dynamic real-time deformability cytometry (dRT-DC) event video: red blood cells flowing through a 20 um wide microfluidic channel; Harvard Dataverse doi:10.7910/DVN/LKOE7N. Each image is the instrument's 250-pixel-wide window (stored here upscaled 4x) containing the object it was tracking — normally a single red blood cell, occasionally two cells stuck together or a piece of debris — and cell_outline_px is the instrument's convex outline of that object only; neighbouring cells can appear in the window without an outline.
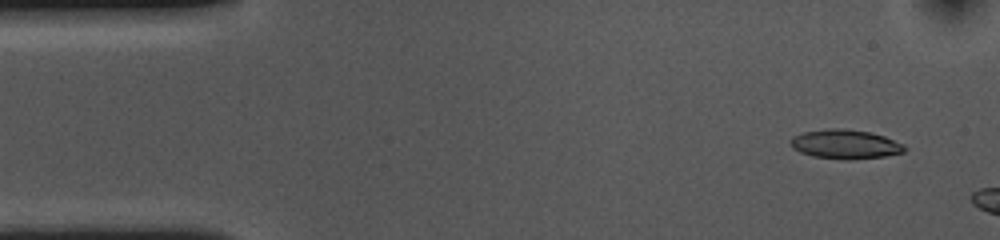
{"species": "common noctule bat (a hibernating species)", "species_latin": "Nyctalus noctula", "temperature_condition": "cold", "stored_images_in_passage": 8, "camera_frame_rate_fps": 3000, "um_per_image_px": 0.085, "animal": {"sex": "female", "body_mass_g": 10.0, "forearm_length_mm": 53.1}, "frame": {"image": 1, "passage_image": 3, "time_ms": 0.667, "image_size_px": [1000, 240], "cell_outline_px": [[908, 148], [904, 152], [884, 156], [852, 160], [848, 160], [812, 156], [800, 152], [792, 148], [788, 144], [788, 140], [792, 136], [804, 132], [828, 128], [844, 128], [872, 132], [884, 136], [904, 144]], "centroid_in_image_um": [71.83, 12.25], "position_along_channel_um": 13.2, "area_um2": 19.77}}